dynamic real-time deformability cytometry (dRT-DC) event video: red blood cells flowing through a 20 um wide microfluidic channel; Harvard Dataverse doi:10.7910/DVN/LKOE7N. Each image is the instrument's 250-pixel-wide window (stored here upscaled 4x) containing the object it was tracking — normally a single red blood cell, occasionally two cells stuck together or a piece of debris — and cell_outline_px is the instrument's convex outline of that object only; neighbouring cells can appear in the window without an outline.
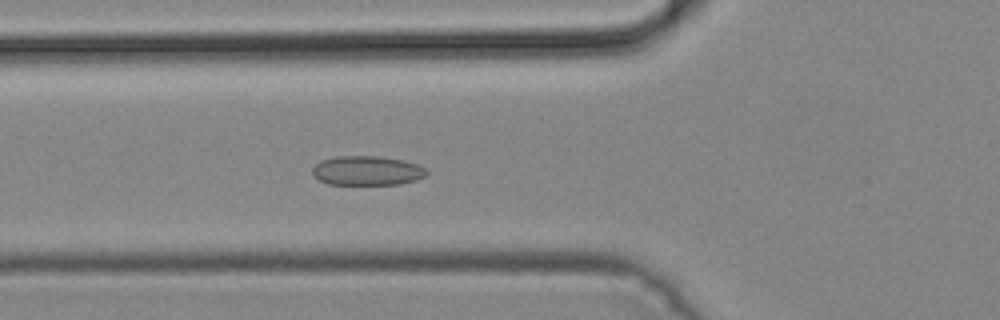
{"species": "common noctule bat (a hibernating species)", "species_latin": "Nyctalus noctula", "temperature_condition": "cold", "stored_images_in_passage": 47, "segment_of_instrument_passage": [1, 2], "camera_frame_rate_fps": 3000, "um_per_image_px": 0.085, "animal": {"sex": "male", "body_mass_g": 19.2, "forearm_length_mm": 51.8}, "frame": {"image": 1, "passage_image": 15, "time_ms": 4.667, "image_size_px": [1000, 320], "cell_outline_px": [[428, 172], [424, 176], [416, 180], [400, 184], [328, 184], [320, 180], [312, 172], [312, 168], [320, 160], [336, 156], [380, 156], [404, 160], [416, 164], [424, 168]], "centroid_in_image_um": [31.19, 14.49], "position_along_channel_um": 94.6, "area_um2": 19.48}}
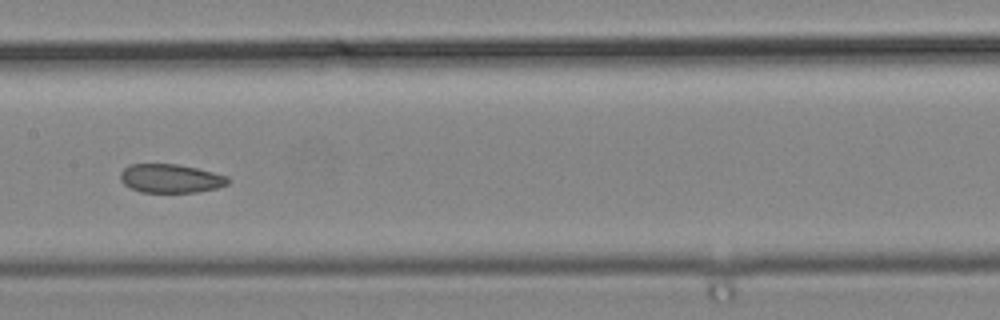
{"frame": {"image": 2, "passage_image": 22, "time_ms": 7.0, "image_size_px": [1000, 320], "cell_outline_px": [[232, 180], [228, 184], [216, 188], [196, 192], [140, 192], [124, 184], [120, 180], [120, 172], [128, 164], [176, 164], [196, 168], [228, 176]], "centroid_in_image_um": [14.5, 15.16], "position_along_channel_um": 192.9, "area_um2": 18.03}}
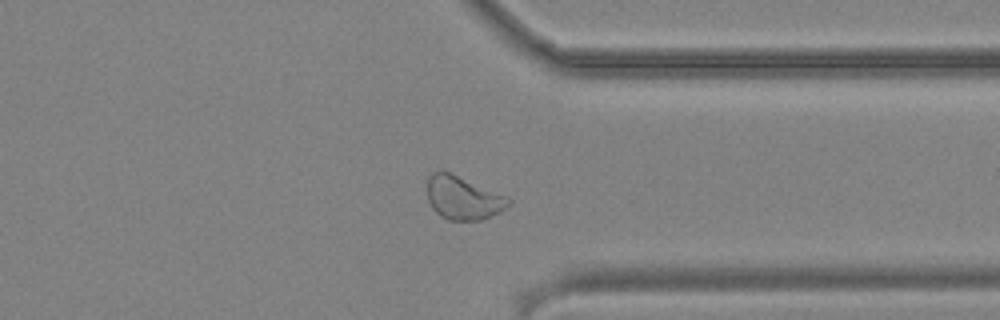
{"frame": {"image": 3, "passage_image": 35, "time_ms": 11.333, "image_size_px": [1000, 320], "cell_outline_px": [[512, 204], [500, 212], [480, 220], [448, 220], [440, 216], [432, 208], [428, 200], [428, 176], [432, 172], [448, 172], [508, 196], [512, 200]], "centroid_in_image_um": [39.39, 16.84], "position_along_channel_um": 372.0, "area_um2": 20.46}}